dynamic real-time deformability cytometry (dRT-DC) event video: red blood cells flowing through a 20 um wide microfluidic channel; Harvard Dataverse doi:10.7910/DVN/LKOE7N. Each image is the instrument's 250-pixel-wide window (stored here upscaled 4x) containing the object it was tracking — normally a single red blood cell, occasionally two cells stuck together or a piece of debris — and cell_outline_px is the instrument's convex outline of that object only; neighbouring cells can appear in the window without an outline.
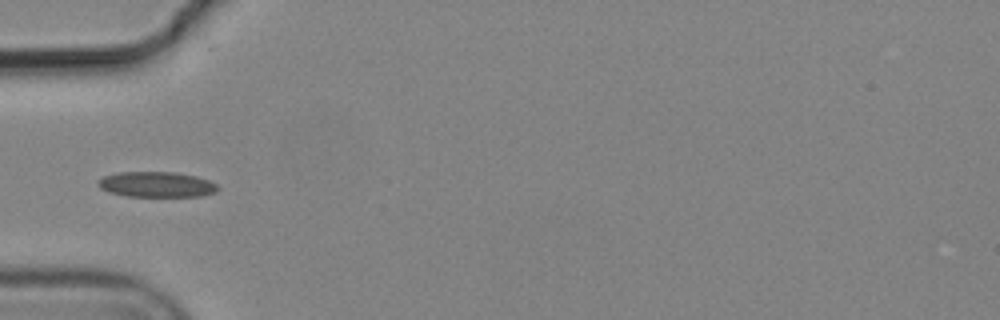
{"species": "common noctule bat (a hibernating species)", "species_latin": "Nyctalus noctula", "temperature_condition": "cold", "stored_images_in_passage": 2, "camera_frame_rate_fps": 3000, "um_per_image_px": 0.085, "animal": {"sex": "male", "body_mass_g": 19.2, "forearm_length_mm": 51.8}, "frame": {"image": 1, "passage_image": 2, "time_ms": 0.333, "image_size_px": [1000, 320], "cell_outline_px": [[220, 188], [216, 192], [200, 196], [124, 196], [108, 192], [100, 188], [96, 184], [96, 180], [104, 176], [120, 172], [172, 172], [196, 176], [208, 180], [216, 184]], "centroid_in_image_um": [13.27, 15.68], "position_along_channel_um": 71.7, "area_um2": 17.8}}